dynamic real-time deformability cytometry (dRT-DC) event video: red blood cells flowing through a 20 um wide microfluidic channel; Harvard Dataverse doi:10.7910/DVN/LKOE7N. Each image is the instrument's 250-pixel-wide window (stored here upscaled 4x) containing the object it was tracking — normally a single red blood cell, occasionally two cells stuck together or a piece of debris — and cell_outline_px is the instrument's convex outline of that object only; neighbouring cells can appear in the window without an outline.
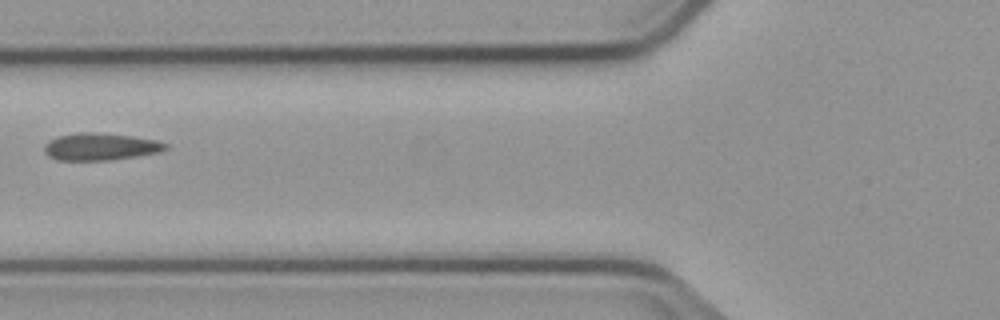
{"species": "common noctule bat (a hibernating species)", "species_latin": "Nyctalus noctula", "temperature_condition": "cold", "stored_images_in_passage": 6, "camera_frame_rate_fps": 3000, "um_per_image_px": 0.085, "animal": {"sex": "male", "body_mass_g": 23.1, "forearm_length_mm": 52.7}, "frame": {"image": 1, "passage_image": 6, "time_ms": 6.667, "image_size_px": [1000, 320], "cell_outline_px": [[168, 148], [160, 152], [112, 160], [56, 160], [48, 156], [44, 152], [44, 144], [48, 140], [60, 136], [76, 132], [96, 132], [132, 136], [156, 140], [168, 144]], "centroid_in_image_um": [8.52, 12.47], "position_along_channel_um": 117.3, "area_um2": 19.36}}